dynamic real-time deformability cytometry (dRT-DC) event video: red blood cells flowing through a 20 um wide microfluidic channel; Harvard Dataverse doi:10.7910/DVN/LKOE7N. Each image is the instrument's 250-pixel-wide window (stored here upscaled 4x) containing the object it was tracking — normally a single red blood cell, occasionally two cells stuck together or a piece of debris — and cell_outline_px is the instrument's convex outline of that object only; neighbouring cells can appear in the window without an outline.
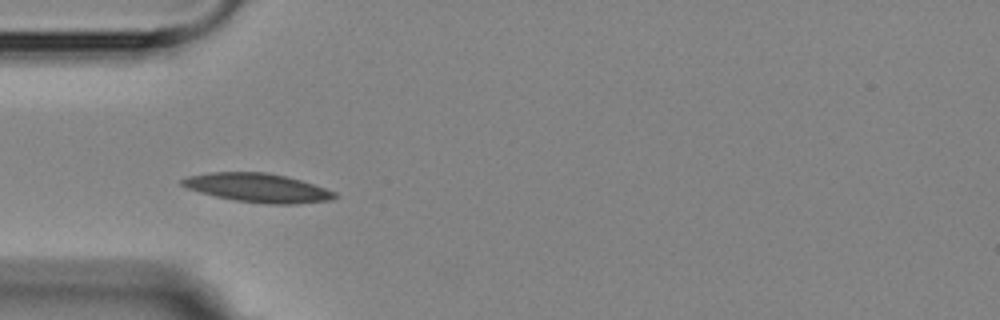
{"species": "Egyptian fruit bat (a non-hibernating species)", "species_latin": "Rousettus aegyptiacus", "temperature_condition": "room temperature", "stored_images_in_passage": 11, "camera_frame_rate_fps": 3000, "um_per_image_px": 0.085, "animal": {"sex": "female"}, "frame": {"image": 1, "passage_image": 3, "time_ms": 3.333, "image_size_px": [1000, 320], "cell_outline_px": [[340, 196], [332, 200], [296, 204], [268, 204], [236, 200], [216, 196], [200, 192], [188, 188], [180, 184], [180, 180], [188, 176], [212, 172], [268, 172], [288, 176], [336, 192]], "centroid_in_image_um": [21.95, 15.96], "position_along_channel_um": 63.1, "area_um2": 25.61}}
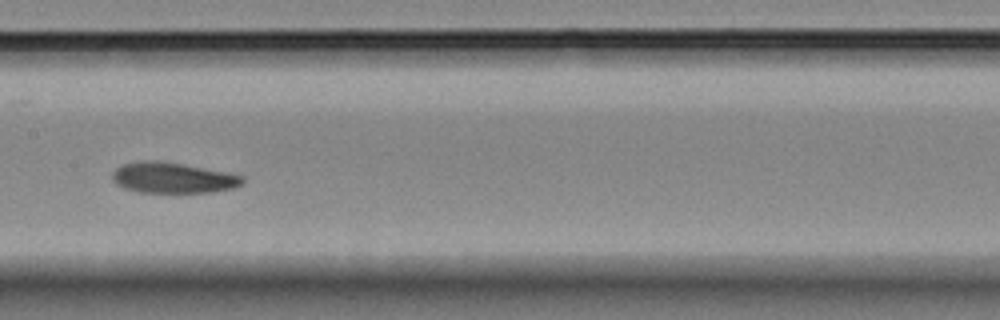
{"frame": {"image": 2, "passage_image": 6, "time_ms": 7.0, "image_size_px": [1000, 320], "cell_outline_px": [[244, 180], [240, 184], [232, 188], [212, 192], [140, 192], [124, 188], [116, 184], [112, 180], [112, 172], [116, 168], [124, 164], [144, 160], [160, 160], [224, 172], [244, 176]], "centroid_in_image_um": [14.64, 15.11], "position_along_channel_um": 192.8, "area_um2": 23.0}}
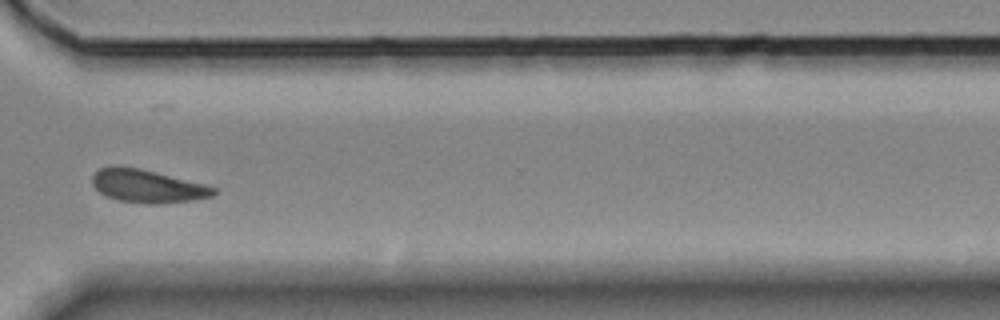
{"frame": {"image": 3, "passage_image": 10, "time_ms": 11.667, "image_size_px": [1000, 320], "cell_outline_px": [[216, 192], [212, 196], [192, 200], [156, 204], [148, 204], [116, 200], [100, 192], [92, 184], [92, 176], [100, 168], [112, 164], [120, 164], [140, 168], [204, 184], [216, 188]], "centroid_in_image_um": [12.48, 15.8], "position_along_channel_um": 358.1, "area_um2": 23.47}, "authors_computed_cell_mechanics": {"area_um2": 23.5824, "velocity_mm_per_s": 3.5529, "shape_relaxation_time_tau1_ms": 7.6653, "shape_relaxation_time_tau2_ms": 6.2196, "deformation_change_tau1": 0.1314, "deformation_change_tau2": 0.1017}}